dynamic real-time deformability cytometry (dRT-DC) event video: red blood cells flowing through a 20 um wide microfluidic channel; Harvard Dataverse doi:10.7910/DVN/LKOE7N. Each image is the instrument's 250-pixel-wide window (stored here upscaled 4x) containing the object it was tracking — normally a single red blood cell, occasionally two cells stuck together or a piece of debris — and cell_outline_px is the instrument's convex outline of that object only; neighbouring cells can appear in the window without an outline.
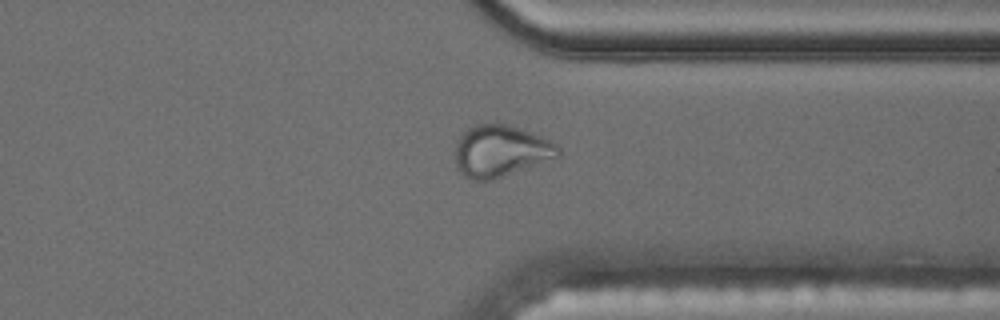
{"species": "common noctule bat (a hibernating species)", "species_latin": "Nyctalus noctula", "temperature_condition": "cold", "stored_images_in_passage": 48, "camera_frame_rate_fps": 3000, "um_per_image_px": 0.085, "animal": {"sex": "male", "body_mass_g": 17.5, "forearm_length_mm": 52.3}, "frame": {"image": 1, "passage_image": 35, "time_ms": 11.333, "image_size_px": [1000, 320], "cell_outline_px": [[560, 156], [488, 180], [476, 180], [460, 172], [456, 168], [456, 144], [460, 136], [468, 128], [476, 124], [508, 124], [540, 136], [556, 144], [560, 148]], "centroid_in_image_um": [42.53, 12.81], "position_along_channel_um": 368.9, "area_um2": 30.17}, "authors_computed_cell_mechanics": {"area_um2": 21.2993, "velocity_mm_per_s": 3.5017, "shape_relaxation_time_tau1_ms": null, "shape_relaxation_time_tau2_ms": 2.0062, "deformation_change_tau1": null, "deformation_change_tau2": 0.0719}}